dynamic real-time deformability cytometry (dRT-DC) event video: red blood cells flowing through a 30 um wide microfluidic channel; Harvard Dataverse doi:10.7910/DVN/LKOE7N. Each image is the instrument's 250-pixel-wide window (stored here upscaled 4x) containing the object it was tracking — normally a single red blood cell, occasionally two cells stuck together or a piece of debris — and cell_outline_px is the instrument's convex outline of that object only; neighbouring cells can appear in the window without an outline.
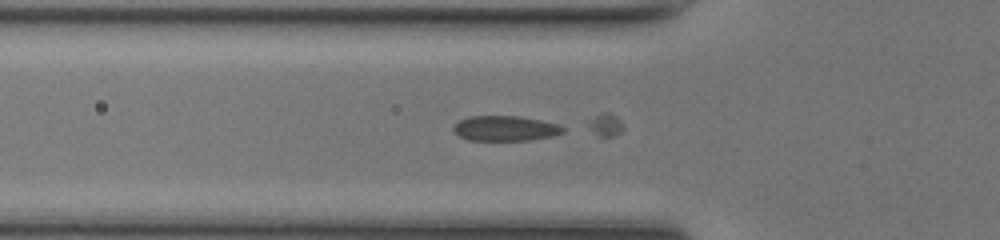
{"species": "common noctule bat (a hibernating species)", "species_latin": "Nyctalus noctula", "temperature_condition": "room temperature", "stored_images_in_passage": 32, "segment_of_instrument_passage": [1, 2], "camera_frame_rate_fps": 3000, "um_per_image_px": 0.085, "animal": {"sex": "female", "body_mass_g": 17.0, "forearm_length_mm": 48.0}, "frame": {"image": 1, "passage_image": 4, "time_ms": 1.0, "image_size_px": [1000, 240], "cell_outline_px": [[564, 132], [552, 136], [528, 140], [468, 140], [456, 136], [452, 132], [452, 128], [460, 120], [468, 116], [520, 116], [540, 120], [556, 124], [564, 128]], "centroid_in_image_um": [42.88, 10.91], "position_along_channel_um": 82.9, "area_um2": 16.07}}